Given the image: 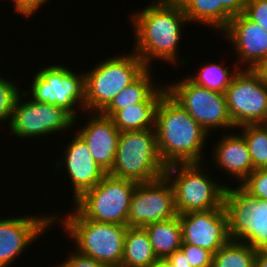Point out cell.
<instances>
[{
  "mask_svg": "<svg viewBox=\"0 0 267 267\" xmlns=\"http://www.w3.org/2000/svg\"><path fill=\"white\" fill-rule=\"evenodd\" d=\"M129 15L134 30L133 52L147 68H152L154 59L172 65L179 60L186 65L189 61H184L188 58L178 55L184 24L201 23L209 27L210 0H153Z\"/></svg>",
  "mask_w": 267,
  "mask_h": 267,
  "instance_id": "obj_1",
  "label": "cell"
},
{
  "mask_svg": "<svg viewBox=\"0 0 267 267\" xmlns=\"http://www.w3.org/2000/svg\"><path fill=\"white\" fill-rule=\"evenodd\" d=\"M155 130L158 153L166 167L204 160L209 134L167 93L157 106Z\"/></svg>",
  "mask_w": 267,
  "mask_h": 267,
  "instance_id": "obj_2",
  "label": "cell"
},
{
  "mask_svg": "<svg viewBox=\"0 0 267 267\" xmlns=\"http://www.w3.org/2000/svg\"><path fill=\"white\" fill-rule=\"evenodd\" d=\"M209 27L231 42L239 68L256 69L267 59V32L231 0H210Z\"/></svg>",
  "mask_w": 267,
  "mask_h": 267,
  "instance_id": "obj_3",
  "label": "cell"
},
{
  "mask_svg": "<svg viewBox=\"0 0 267 267\" xmlns=\"http://www.w3.org/2000/svg\"><path fill=\"white\" fill-rule=\"evenodd\" d=\"M72 212L54 213V226L61 222L66 235L73 239L80 254L94 258L107 267H120L128 226L101 223L83 218L74 208ZM62 216V218H61Z\"/></svg>",
  "mask_w": 267,
  "mask_h": 267,
  "instance_id": "obj_4",
  "label": "cell"
},
{
  "mask_svg": "<svg viewBox=\"0 0 267 267\" xmlns=\"http://www.w3.org/2000/svg\"><path fill=\"white\" fill-rule=\"evenodd\" d=\"M131 53V54H130ZM147 67L133 51L100 60L85 74V112L101 113Z\"/></svg>",
  "mask_w": 267,
  "mask_h": 267,
  "instance_id": "obj_5",
  "label": "cell"
},
{
  "mask_svg": "<svg viewBox=\"0 0 267 267\" xmlns=\"http://www.w3.org/2000/svg\"><path fill=\"white\" fill-rule=\"evenodd\" d=\"M204 165L202 162L166 167L164 175L172 185L178 215L223 207L228 185L219 184L213 175L210 177Z\"/></svg>",
  "mask_w": 267,
  "mask_h": 267,
  "instance_id": "obj_6",
  "label": "cell"
},
{
  "mask_svg": "<svg viewBox=\"0 0 267 267\" xmlns=\"http://www.w3.org/2000/svg\"><path fill=\"white\" fill-rule=\"evenodd\" d=\"M165 171L157 149L155 129L120 133L115 161L108 174L144 183L161 178Z\"/></svg>",
  "mask_w": 267,
  "mask_h": 267,
  "instance_id": "obj_7",
  "label": "cell"
},
{
  "mask_svg": "<svg viewBox=\"0 0 267 267\" xmlns=\"http://www.w3.org/2000/svg\"><path fill=\"white\" fill-rule=\"evenodd\" d=\"M226 188L223 207L230 240L267 249V200L251 195L241 185Z\"/></svg>",
  "mask_w": 267,
  "mask_h": 267,
  "instance_id": "obj_8",
  "label": "cell"
},
{
  "mask_svg": "<svg viewBox=\"0 0 267 267\" xmlns=\"http://www.w3.org/2000/svg\"><path fill=\"white\" fill-rule=\"evenodd\" d=\"M137 183L106 174L92 189L73 202L83 218L127 226L132 193Z\"/></svg>",
  "mask_w": 267,
  "mask_h": 267,
  "instance_id": "obj_9",
  "label": "cell"
},
{
  "mask_svg": "<svg viewBox=\"0 0 267 267\" xmlns=\"http://www.w3.org/2000/svg\"><path fill=\"white\" fill-rule=\"evenodd\" d=\"M65 64L40 67L34 74L30 90L24 92L34 101L56 105L67 110L78 123L77 108L85 113V74ZM79 105V106H78ZM77 107V108H76ZM77 120V122H76Z\"/></svg>",
  "mask_w": 267,
  "mask_h": 267,
  "instance_id": "obj_10",
  "label": "cell"
},
{
  "mask_svg": "<svg viewBox=\"0 0 267 267\" xmlns=\"http://www.w3.org/2000/svg\"><path fill=\"white\" fill-rule=\"evenodd\" d=\"M167 94L207 132L216 128H235L227 111L225 93L209 90L191 82L187 76L165 84ZM228 129V130H227Z\"/></svg>",
  "mask_w": 267,
  "mask_h": 267,
  "instance_id": "obj_11",
  "label": "cell"
},
{
  "mask_svg": "<svg viewBox=\"0 0 267 267\" xmlns=\"http://www.w3.org/2000/svg\"><path fill=\"white\" fill-rule=\"evenodd\" d=\"M17 97L11 122L10 133L18 139L44 138L73 128L75 118L64 108L37 102L23 91ZM28 98V99H27Z\"/></svg>",
  "mask_w": 267,
  "mask_h": 267,
  "instance_id": "obj_12",
  "label": "cell"
},
{
  "mask_svg": "<svg viewBox=\"0 0 267 267\" xmlns=\"http://www.w3.org/2000/svg\"><path fill=\"white\" fill-rule=\"evenodd\" d=\"M225 97L236 132L243 125L267 124V82L256 69H240Z\"/></svg>",
  "mask_w": 267,
  "mask_h": 267,
  "instance_id": "obj_13",
  "label": "cell"
},
{
  "mask_svg": "<svg viewBox=\"0 0 267 267\" xmlns=\"http://www.w3.org/2000/svg\"><path fill=\"white\" fill-rule=\"evenodd\" d=\"M174 191L164 175L150 182L137 183L130 201L128 227H145L177 217Z\"/></svg>",
  "mask_w": 267,
  "mask_h": 267,
  "instance_id": "obj_14",
  "label": "cell"
},
{
  "mask_svg": "<svg viewBox=\"0 0 267 267\" xmlns=\"http://www.w3.org/2000/svg\"><path fill=\"white\" fill-rule=\"evenodd\" d=\"M53 213L0 218V267H8L54 225ZM51 225V226H50ZM51 227V228H50ZM46 230V231H45Z\"/></svg>",
  "mask_w": 267,
  "mask_h": 267,
  "instance_id": "obj_15",
  "label": "cell"
},
{
  "mask_svg": "<svg viewBox=\"0 0 267 267\" xmlns=\"http://www.w3.org/2000/svg\"><path fill=\"white\" fill-rule=\"evenodd\" d=\"M182 244H192L215 254L230 238L224 207L179 214Z\"/></svg>",
  "mask_w": 267,
  "mask_h": 267,
  "instance_id": "obj_16",
  "label": "cell"
},
{
  "mask_svg": "<svg viewBox=\"0 0 267 267\" xmlns=\"http://www.w3.org/2000/svg\"><path fill=\"white\" fill-rule=\"evenodd\" d=\"M71 138L63 151L62 159L57 160L56 167L60 171H67L75 201L85 191L94 188L107 172L93 159L88 146L77 133Z\"/></svg>",
  "mask_w": 267,
  "mask_h": 267,
  "instance_id": "obj_17",
  "label": "cell"
},
{
  "mask_svg": "<svg viewBox=\"0 0 267 267\" xmlns=\"http://www.w3.org/2000/svg\"><path fill=\"white\" fill-rule=\"evenodd\" d=\"M88 122L77 133L88 146L91 156L107 173L113 167L120 131L111 118L101 113H87Z\"/></svg>",
  "mask_w": 267,
  "mask_h": 267,
  "instance_id": "obj_18",
  "label": "cell"
},
{
  "mask_svg": "<svg viewBox=\"0 0 267 267\" xmlns=\"http://www.w3.org/2000/svg\"><path fill=\"white\" fill-rule=\"evenodd\" d=\"M227 133L215 143L212 160L216 168L236 178L240 185L255 169L244 137L240 132Z\"/></svg>",
  "mask_w": 267,
  "mask_h": 267,
  "instance_id": "obj_19",
  "label": "cell"
},
{
  "mask_svg": "<svg viewBox=\"0 0 267 267\" xmlns=\"http://www.w3.org/2000/svg\"><path fill=\"white\" fill-rule=\"evenodd\" d=\"M152 68H146L133 82L120 91L101 112L111 118L117 111L136 103H159L167 93L166 86L156 85L151 74ZM156 85V86H155Z\"/></svg>",
  "mask_w": 267,
  "mask_h": 267,
  "instance_id": "obj_20",
  "label": "cell"
},
{
  "mask_svg": "<svg viewBox=\"0 0 267 267\" xmlns=\"http://www.w3.org/2000/svg\"><path fill=\"white\" fill-rule=\"evenodd\" d=\"M153 251L159 260L166 259L182 245V229L179 217L158 221L143 227Z\"/></svg>",
  "mask_w": 267,
  "mask_h": 267,
  "instance_id": "obj_21",
  "label": "cell"
},
{
  "mask_svg": "<svg viewBox=\"0 0 267 267\" xmlns=\"http://www.w3.org/2000/svg\"><path fill=\"white\" fill-rule=\"evenodd\" d=\"M158 260L146 230L127 227L120 267H150Z\"/></svg>",
  "mask_w": 267,
  "mask_h": 267,
  "instance_id": "obj_22",
  "label": "cell"
},
{
  "mask_svg": "<svg viewBox=\"0 0 267 267\" xmlns=\"http://www.w3.org/2000/svg\"><path fill=\"white\" fill-rule=\"evenodd\" d=\"M158 103H136L117 111L112 117L120 132L155 129Z\"/></svg>",
  "mask_w": 267,
  "mask_h": 267,
  "instance_id": "obj_23",
  "label": "cell"
},
{
  "mask_svg": "<svg viewBox=\"0 0 267 267\" xmlns=\"http://www.w3.org/2000/svg\"><path fill=\"white\" fill-rule=\"evenodd\" d=\"M240 69L241 68H239L237 64H235V67L230 69V71L227 66H224L221 63H208L207 65L205 64L202 66L195 76L189 75L187 78L198 86L225 93L234 76Z\"/></svg>",
  "mask_w": 267,
  "mask_h": 267,
  "instance_id": "obj_24",
  "label": "cell"
},
{
  "mask_svg": "<svg viewBox=\"0 0 267 267\" xmlns=\"http://www.w3.org/2000/svg\"><path fill=\"white\" fill-rule=\"evenodd\" d=\"M257 250L242 242L229 240L212 257V267H255Z\"/></svg>",
  "mask_w": 267,
  "mask_h": 267,
  "instance_id": "obj_25",
  "label": "cell"
},
{
  "mask_svg": "<svg viewBox=\"0 0 267 267\" xmlns=\"http://www.w3.org/2000/svg\"><path fill=\"white\" fill-rule=\"evenodd\" d=\"M237 129L247 143L254 169L267 168V124H247Z\"/></svg>",
  "mask_w": 267,
  "mask_h": 267,
  "instance_id": "obj_26",
  "label": "cell"
},
{
  "mask_svg": "<svg viewBox=\"0 0 267 267\" xmlns=\"http://www.w3.org/2000/svg\"><path fill=\"white\" fill-rule=\"evenodd\" d=\"M20 88L14 81L0 77V123L8 122L10 125L13 107L20 94Z\"/></svg>",
  "mask_w": 267,
  "mask_h": 267,
  "instance_id": "obj_27",
  "label": "cell"
},
{
  "mask_svg": "<svg viewBox=\"0 0 267 267\" xmlns=\"http://www.w3.org/2000/svg\"><path fill=\"white\" fill-rule=\"evenodd\" d=\"M250 20L267 32V0H231Z\"/></svg>",
  "mask_w": 267,
  "mask_h": 267,
  "instance_id": "obj_28",
  "label": "cell"
},
{
  "mask_svg": "<svg viewBox=\"0 0 267 267\" xmlns=\"http://www.w3.org/2000/svg\"><path fill=\"white\" fill-rule=\"evenodd\" d=\"M240 185L251 195L267 200V168L254 170Z\"/></svg>",
  "mask_w": 267,
  "mask_h": 267,
  "instance_id": "obj_29",
  "label": "cell"
},
{
  "mask_svg": "<svg viewBox=\"0 0 267 267\" xmlns=\"http://www.w3.org/2000/svg\"><path fill=\"white\" fill-rule=\"evenodd\" d=\"M180 249L183 251L192 267H212L213 254L203 247L192 244H182Z\"/></svg>",
  "mask_w": 267,
  "mask_h": 267,
  "instance_id": "obj_30",
  "label": "cell"
},
{
  "mask_svg": "<svg viewBox=\"0 0 267 267\" xmlns=\"http://www.w3.org/2000/svg\"><path fill=\"white\" fill-rule=\"evenodd\" d=\"M66 260L55 267H107L94 258L80 254L77 250L70 252Z\"/></svg>",
  "mask_w": 267,
  "mask_h": 267,
  "instance_id": "obj_31",
  "label": "cell"
},
{
  "mask_svg": "<svg viewBox=\"0 0 267 267\" xmlns=\"http://www.w3.org/2000/svg\"><path fill=\"white\" fill-rule=\"evenodd\" d=\"M48 1L50 0H12L16 14L25 18L33 16L35 12Z\"/></svg>",
  "mask_w": 267,
  "mask_h": 267,
  "instance_id": "obj_32",
  "label": "cell"
},
{
  "mask_svg": "<svg viewBox=\"0 0 267 267\" xmlns=\"http://www.w3.org/2000/svg\"><path fill=\"white\" fill-rule=\"evenodd\" d=\"M165 260L171 267H192L181 249L173 252Z\"/></svg>",
  "mask_w": 267,
  "mask_h": 267,
  "instance_id": "obj_33",
  "label": "cell"
},
{
  "mask_svg": "<svg viewBox=\"0 0 267 267\" xmlns=\"http://www.w3.org/2000/svg\"><path fill=\"white\" fill-rule=\"evenodd\" d=\"M255 267H267V249H257Z\"/></svg>",
  "mask_w": 267,
  "mask_h": 267,
  "instance_id": "obj_34",
  "label": "cell"
},
{
  "mask_svg": "<svg viewBox=\"0 0 267 267\" xmlns=\"http://www.w3.org/2000/svg\"><path fill=\"white\" fill-rule=\"evenodd\" d=\"M256 70L261 74L263 80L267 82V59Z\"/></svg>",
  "mask_w": 267,
  "mask_h": 267,
  "instance_id": "obj_35",
  "label": "cell"
},
{
  "mask_svg": "<svg viewBox=\"0 0 267 267\" xmlns=\"http://www.w3.org/2000/svg\"><path fill=\"white\" fill-rule=\"evenodd\" d=\"M150 267H171L169 263L165 260H158L154 264H152Z\"/></svg>",
  "mask_w": 267,
  "mask_h": 267,
  "instance_id": "obj_36",
  "label": "cell"
}]
</instances>
